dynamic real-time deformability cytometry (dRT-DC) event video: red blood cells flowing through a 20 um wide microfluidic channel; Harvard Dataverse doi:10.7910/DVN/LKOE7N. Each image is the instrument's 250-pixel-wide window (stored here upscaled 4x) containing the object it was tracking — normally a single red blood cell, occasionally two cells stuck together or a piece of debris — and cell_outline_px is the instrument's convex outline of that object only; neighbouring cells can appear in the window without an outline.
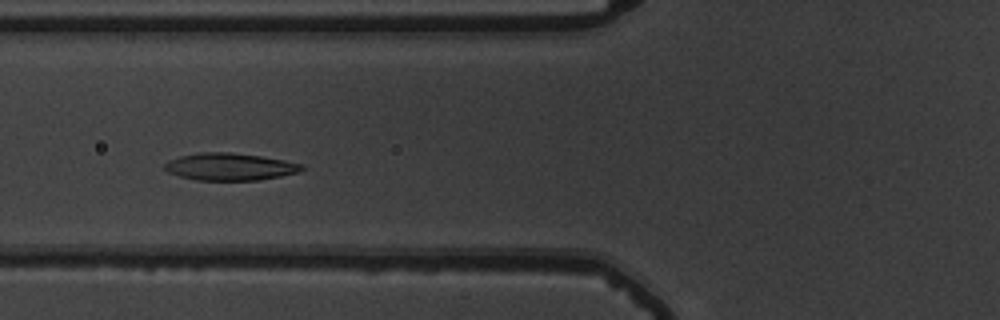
{"species": "common noctule bat (a hibernating species)", "species_latin": "Nyctalus noctula", "temperature_condition": "warm", "stored_images_in_passage": 46, "camera_frame_rate_fps": 3000, "um_per_image_px": 0.085, "animal": {"sex": "male", "body_mass_g": 19.5, "forearm_length_mm": 54.6}, "frame": {"image": 1, "passage_image": 13, "time_ms": 4.0, "image_size_px": [1000, 320], "cell_outline_px": [[304, 168], [296, 172], [280, 176], [260, 180], [196, 180], [180, 176], [168, 172], [164, 168], [164, 164], [168, 160], [180, 156], [200, 152], [228, 152], [260, 156], [284, 160], [304, 164]], "centroid_in_image_um": [19.51, 14.17], "position_along_channel_um": 106.3, "area_um2": 21.68}}
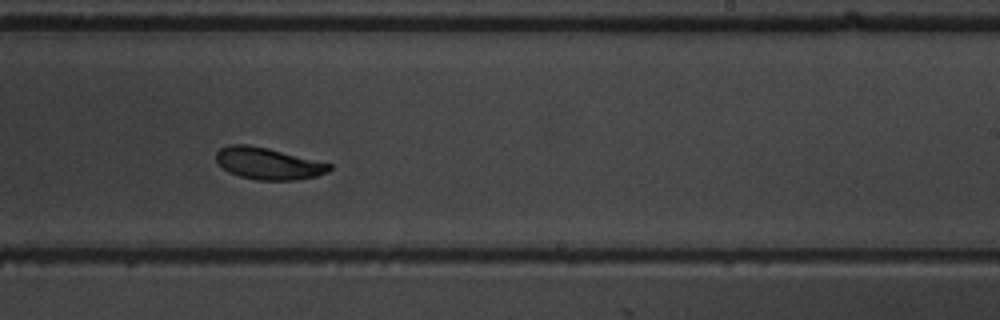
{"frame": {"image": 2, "passage_image": 26, "time_ms": 8.333, "image_size_px": [1000, 320], "cell_outline_px": [[332, 168], [328, 172], [316, 176], [296, 180], [256, 180], [240, 176], [228, 172], [216, 160], [216, 152], [220, 148], [228, 144], [248, 144], [268, 148], [332, 164]], "centroid_in_image_um": [22.79, 13.89], "position_along_channel_um": 266.2, "area_um2": 20.98}}
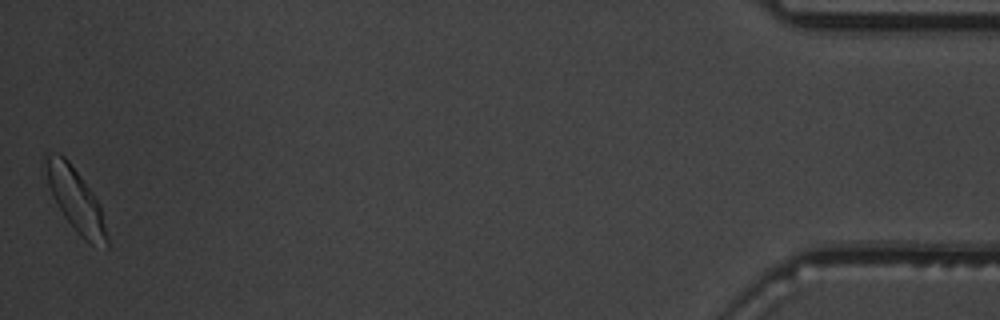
{"frame": {"image": 3, "passage_image": 46, "time_ms": 15.0, "image_size_px": [1000, 320], "cell_outline_px": [[108, 248], [92, 244], [84, 240], [76, 232], [64, 216], [52, 196], [40, 160], [44, 152], [56, 152], [64, 156], [68, 160], [92, 192], [100, 204], [108, 236]], "centroid_in_image_um": [6.37, 16.92], "position_along_channel_um": 428.8, "area_um2": 22.95}, "authors_computed_cell_mechanics": {"area_um2": 21.0681, "velocity_mm_per_s": 3.7005, "shape_relaxation_time_tau1_ms": 3.057, "shape_relaxation_time_tau2_ms": 2.4907, "deformation_change_tau1": 0.142, "deformation_change_tau2": 0.0747}}